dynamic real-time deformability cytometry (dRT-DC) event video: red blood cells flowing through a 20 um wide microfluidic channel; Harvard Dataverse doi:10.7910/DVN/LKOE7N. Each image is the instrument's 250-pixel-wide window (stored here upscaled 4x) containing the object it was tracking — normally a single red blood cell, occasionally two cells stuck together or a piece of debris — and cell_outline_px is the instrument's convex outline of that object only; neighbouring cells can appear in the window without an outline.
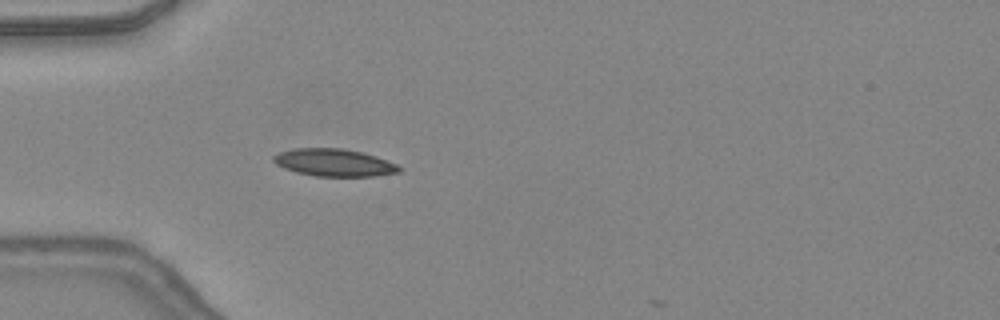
{"species": "common noctule bat (a hibernating species)", "species_latin": "Nyctalus noctula", "temperature_condition": "warm", "stored_images_in_passage": 16, "camera_frame_rate_fps": 3000, "um_per_image_px": 0.085, "animal": {"sex": "female", "body_mass_g": 24.6, "forearm_length_mm": 56.2}, "frame": {"image": 1, "passage_image": 15, "time_ms": 4.667, "image_size_px": [1000, 320], "cell_outline_px": [[400, 172], [372, 176], [316, 176], [296, 172], [284, 168], [276, 164], [272, 160], [272, 156], [280, 152], [296, 148], [340, 148], [360, 152], [376, 156], [396, 164], [400, 168]], "centroid_in_image_um": [28.36, 13.82], "position_along_channel_um": 56.6, "area_um2": 19.88}}